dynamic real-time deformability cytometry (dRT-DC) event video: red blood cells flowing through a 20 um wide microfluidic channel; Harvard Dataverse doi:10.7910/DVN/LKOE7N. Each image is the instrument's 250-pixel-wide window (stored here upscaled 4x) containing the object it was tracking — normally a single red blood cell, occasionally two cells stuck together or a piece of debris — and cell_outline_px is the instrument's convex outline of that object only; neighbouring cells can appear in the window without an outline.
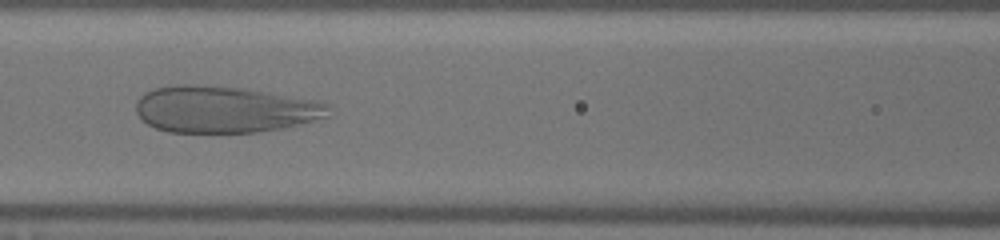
{"species": "human", "species_latin": "Homo sapiens", "temperature_condition": "warm", "stored_images_in_passage": 37, "camera_frame_rate_fps": 3000, "um_per_image_px": 0.085, "donor": {"sex": "male"}, "frame": {"image": 1, "passage_image": 9, "time_ms": 2.667, "image_size_px": [1000, 240], "cell_outline_px": [[328, 116], [280, 128], [256, 132], [168, 132], [156, 128], [148, 124], [136, 112], [136, 104], [140, 96], [144, 92], [152, 88], [176, 84], [188, 84], [244, 88], [268, 92], [328, 104]], "centroid_in_image_um": [18.97, 9.29], "position_along_channel_um": 147.6, "area_um2": 51.67}}
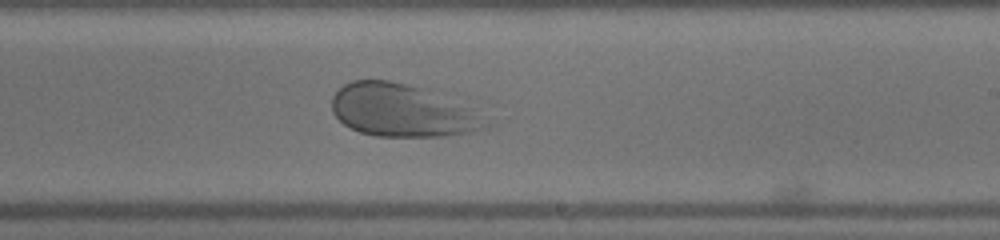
{"frame": {"image": 2, "passage_image": 17, "time_ms": 5.333, "image_size_px": [1000, 240], "cell_outline_px": [[472, 128], [464, 132], [444, 136], [376, 136], [360, 132], [344, 124], [332, 112], [332, 96], [344, 84], [352, 80], [388, 80], [420, 88], [468, 108]], "centroid_in_image_um": [33.8, 9.36], "position_along_channel_um": 255.2, "area_um2": 44.04}}
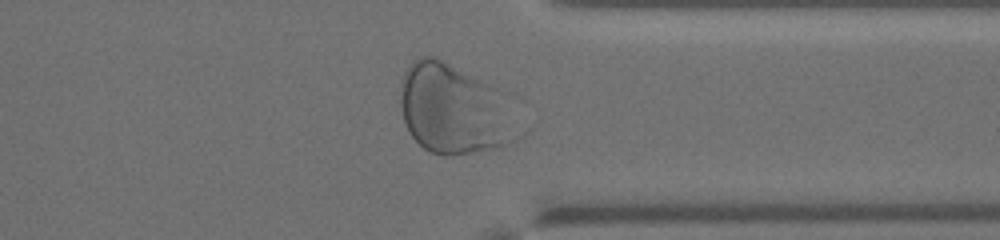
{"frame": {"image": 3, "passage_image": 26, "time_ms": 8.333, "image_size_px": [1000, 240], "cell_outline_px": [[512, 140], [504, 144], [472, 152], [452, 156], [444, 156], [428, 152], [408, 132], [404, 120], [400, 104], [400, 100], [404, 72], [412, 60], [420, 56], [436, 56], [444, 60], [496, 88]], "centroid_in_image_um": [38.33, 9.25], "position_along_channel_um": 373.1, "area_um2": 58.44}}